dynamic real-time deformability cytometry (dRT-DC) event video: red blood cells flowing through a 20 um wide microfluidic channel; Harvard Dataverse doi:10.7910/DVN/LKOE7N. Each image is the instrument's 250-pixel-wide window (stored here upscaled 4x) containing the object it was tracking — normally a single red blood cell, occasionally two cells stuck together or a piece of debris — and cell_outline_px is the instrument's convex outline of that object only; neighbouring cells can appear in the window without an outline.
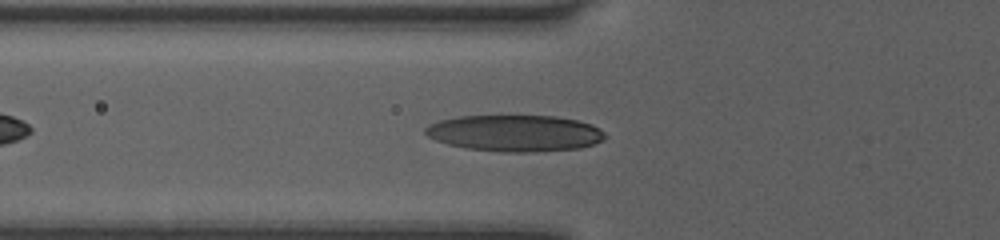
{"species": "human", "species_latin": "Homo sapiens", "temperature_condition": "room temperature", "stored_images_in_passage": 20, "camera_frame_rate_fps": 3000, "um_per_image_px": 0.085, "donor": {"sex": "female"}, "frame": {"image": 1, "passage_image": 11, "time_ms": 3.333, "image_size_px": [1000, 240], "cell_outline_px": [[608, 136], [604, 140], [580, 148], [532, 152], [500, 152], [468, 148], [448, 144], [436, 140], [428, 136], [424, 132], [424, 128], [428, 124], [440, 120], [460, 116], [556, 116], [576, 120], [592, 124], [604, 132]], "centroid_in_image_um": [43.78, 11.32], "position_along_channel_um": 82.0, "area_um2": 38.21}}
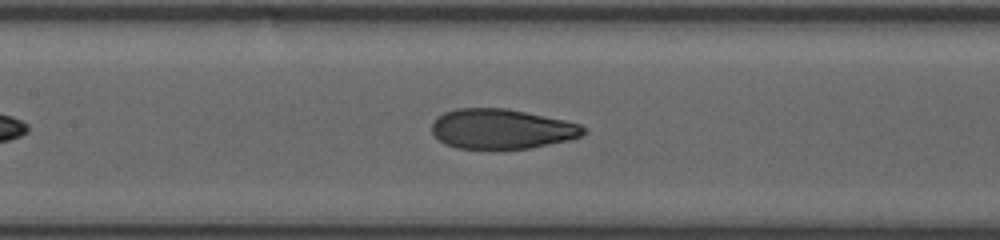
{"frame": {"image": 2, "passage_image": 17, "time_ms": 5.333, "image_size_px": [1000, 240], "cell_outline_px": [[584, 132], [580, 136], [568, 140], [528, 148], [456, 148], [444, 144], [432, 132], [432, 124], [436, 116], [444, 112], [456, 108], [508, 108], [564, 120], [580, 124], [584, 128]], "centroid_in_image_um": [42.59, 10.94], "position_along_channel_um": 164.8, "area_um2": 35.03}}
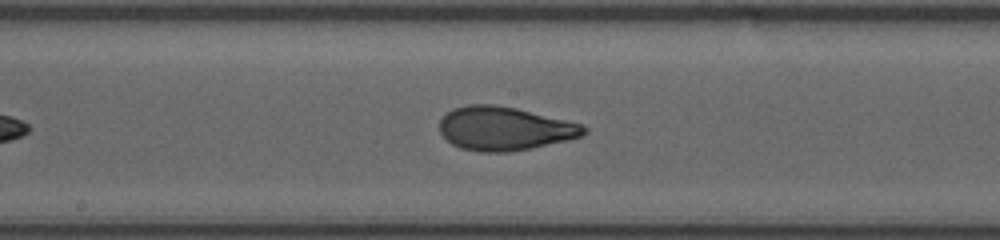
{"frame": {"image": 3, "passage_image": 20, "time_ms": 6.333, "image_size_px": [1000, 240], "cell_outline_px": [[588, 132], [584, 136], [568, 140], [532, 148], [508, 152], [480, 152], [460, 148], [452, 144], [440, 132], [440, 120], [452, 108], [468, 104], [492, 104], [516, 108], [580, 124], [588, 128]], "centroid_in_image_um": [42.88, 10.93], "position_along_channel_um": 205.3, "area_um2": 36.65}}